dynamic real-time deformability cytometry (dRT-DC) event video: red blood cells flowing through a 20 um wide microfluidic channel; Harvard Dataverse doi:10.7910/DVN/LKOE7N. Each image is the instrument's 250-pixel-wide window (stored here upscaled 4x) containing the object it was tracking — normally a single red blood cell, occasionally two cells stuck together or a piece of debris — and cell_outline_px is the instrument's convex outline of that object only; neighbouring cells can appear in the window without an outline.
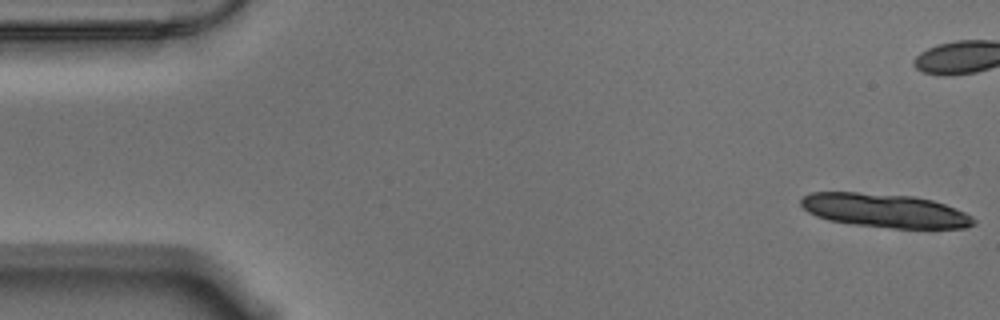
{"species": "Egyptian fruit bat (a non-hibernating species)", "species_latin": "Rousettus aegyptiacus", "temperature_condition": "warm", "stored_images_in_passage": 14, "camera_frame_rate_fps": 3000, "um_per_image_px": 0.085, "animal": {"sex": "male"}, "frame": {"image": 1, "passage_image": 1, "time_ms": 0.0, "image_size_px": [1000, 320], "cell_outline_px": [[976, 224], [964, 228], [892, 228], [856, 224], [828, 220], [816, 216], [808, 212], [800, 204], [800, 200], [804, 196], [812, 192], [856, 192], [916, 196], [932, 200], [956, 208], [972, 216], [976, 220]], "centroid_in_image_um": [75.23, 17.89], "position_along_channel_um": 9.8, "area_um2": 34.04}}